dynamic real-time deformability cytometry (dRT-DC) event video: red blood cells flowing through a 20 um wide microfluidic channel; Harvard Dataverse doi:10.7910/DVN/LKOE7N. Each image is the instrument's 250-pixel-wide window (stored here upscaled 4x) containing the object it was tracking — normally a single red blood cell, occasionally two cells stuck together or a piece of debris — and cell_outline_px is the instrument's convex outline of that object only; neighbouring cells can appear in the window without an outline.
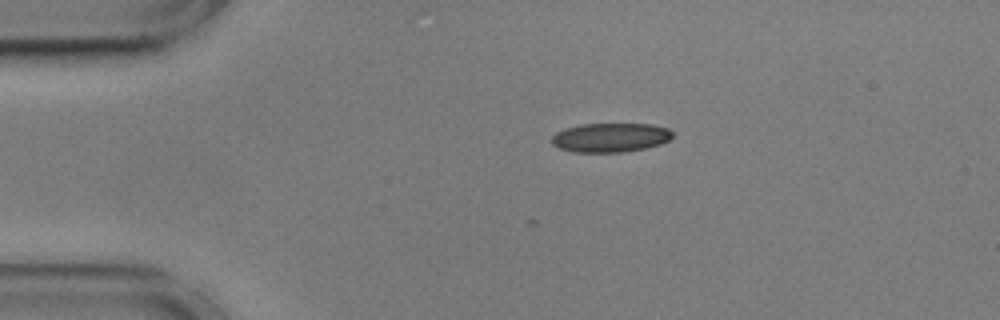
{"species": "common noctule bat (a hibernating species)", "species_latin": "Nyctalus noctula", "temperature_condition": "cold", "stored_images_in_passage": 2, "camera_frame_rate_fps": 3000, "um_per_image_px": 0.085, "animal": {"sex": "male", "body_mass_g": 17.9, "forearm_length_mm": 54.2}, "frame": {"image": 1, "passage_image": 2, "time_ms": 0.333, "image_size_px": [1000, 320], "cell_outline_px": [[672, 136], [668, 140], [660, 144], [644, 148], [624, 152], [572, 152], [560, 148], [552, 144], [552, 136], [556, 132], [564, 128], [580, 124], [652, 124], [668, 128], [672, 132]], "centroid_in_image_um": [51.86, 11.68], "position_along_channel_um": 33.1, "area_um2": 20.52}}